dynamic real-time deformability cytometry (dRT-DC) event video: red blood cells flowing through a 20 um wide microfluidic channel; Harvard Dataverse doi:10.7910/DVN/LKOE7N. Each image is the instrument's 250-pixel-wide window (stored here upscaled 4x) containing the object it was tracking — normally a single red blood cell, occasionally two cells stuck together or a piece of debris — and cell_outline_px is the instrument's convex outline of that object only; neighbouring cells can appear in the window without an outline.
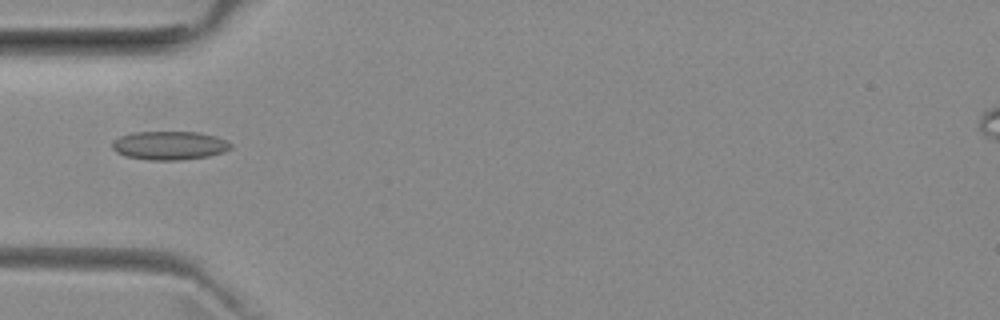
{"species": "common noctule bat (a hibernating species)", "species_latin": "Nyctalus noctula", "temperature_condition": "room temperature", "stored_images_in_passage": 36, "camera_frame_rate_fps": 3000, "um_per_image_px": 0.085, "animal": {"sex": "female", "body_mass_g": 29.2, "forearm_length_mm": 56.3}, "frame": {"image": 1, "passage_image": 1, "time_ms": 0.0, "image_size_px": [1000, 320], "cell_outline_px": [[232, 148], [224, 152], [208, 156], [180, 160], [148, 160], [124, 156], [116, 152], [112, 148], [112, 140], [120, 136], [132, 132], [200, 132], [216, 136], [232, 144]], "centroid_in_image_um": [14.38, 12.36], "position_along_channel_um": 70.6, "area_um2": 19.94}}
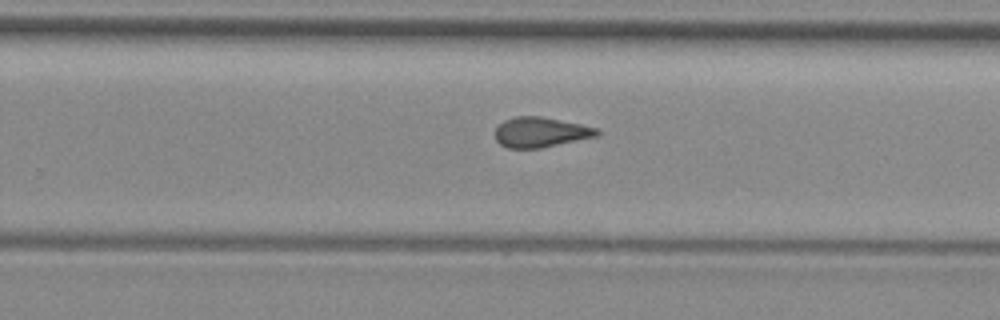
{"frame": {"image": 2, "passage_image": 17, "time_ms": 5.333, "image_size_px": [1000, 320], "cell_outline_px": [[600, 132], [596, 136], [540, 148], [508, 148], [500, 144], [496, 140], [496, 128], [504, 120], [516, 116], [540, 116], [580, 124], [596, 128]], "centroid_in_image_um": [45.92, 11.23], "position_along_channel_um": 283.9, "area_um2": 17.57}}
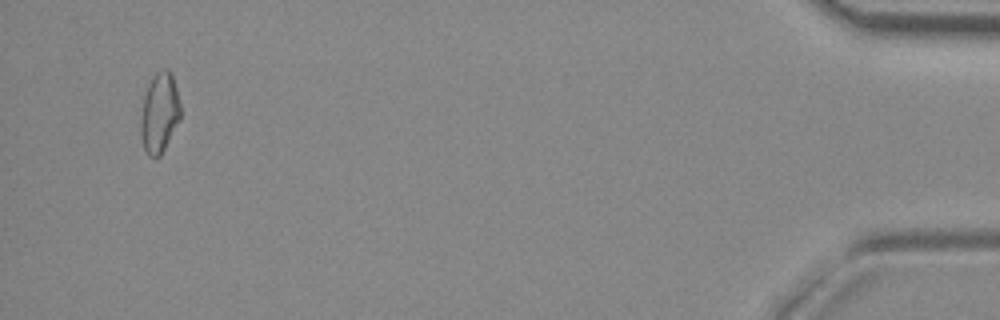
{"frame": {"image": 3, "passage_image": 34, "time_ms": 11.0, "image_size_px": [1000, 320], "cell_outline_px": [[180, 120], [160, 156], [148, 156], [144, 148], [140, 136], [140, 116], [144, 96], [148, 84], [156, 72], [164, 68], [168, 68], [172, 72], [180, 104]], "centroid_in_image_um": [13.55, 9.57], "position_along_channel_um": 421.7, "area_um2": 18.67}}